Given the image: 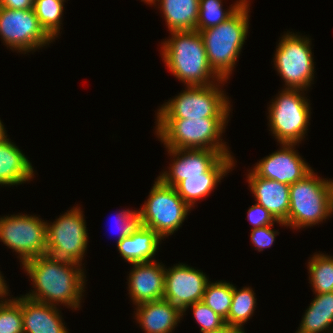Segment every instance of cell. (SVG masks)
<instances>
[{
	"label": "cell",
	"mask_w": 333,
	"mask_h": 333,
	"mask_svg": "<svg viewBox=\"0 0 333 333\" xmlns=\"http://www.w3.org/2000/svg\"><path fill=\"white\" fill-rule=\"evenodd\" d=\"M248 221L253 225V228H261L268 225H274L275 222L280 225H285V223L277 221L272 214L267 211L262 205L256 203L248 209L247 214Z\"/></svg>",
	"instance_id": "obj_33"
},
{
	"label": "cell",
	"mask_w": 333,
	"mask_h": 333,
	"mask_svg": "<svg viewBox=\"0 0 333 333\" xmlns=\"http://www.w3.org/2000/svg\"><path fill=\"white\" fill-rule=\"evenodd\" d=\"M156 261L133 263L129 274L128 291L132 302L138 305L163 299L165 266Z\"/></svg>",
	"instance_id": "obj_16"
},
{
	"label": "cell",
	"mask_w": 333,
	"mask_h": 333,
	"mask_svg": "<svg viewBox=\"0 0 333 333\" xmlns=\"http://www.w3.org/2000/svg\"><path fill=\"white\" fill-rule=\"evenodd\" d=\"M233 156H222L203 176L186 177L174 188L184 202L193 208L197 200L206 198L227 175L235 163Z\"/></svg>",
	"instance_id": "obj_18"
},
{
	"label": "cell",
	"mask_w": 333,
	"mask_h": 333,
	"mask_svg": "<svg viewBox=\"0 0 333 333\" xmlns=\"http://www.w3.org/2000/svg\"><path fill=\"white\" fill-rule=\"evenodd\" d=\"M0 240L18 253L23 264L47 254V222L27 214L1 217Z\"/></svg>",
	"instance_id": "obj_10"
},
{
	"label": "cell",
	"mask_w": 333,
	"mask_h": 333,
	"mask_svg": "<svg viewBox=\"0 0 333 333\" xmlns=\"http://www.w3.org/2000/svg\"><path fill=\"white\" fill-rule=\"evenodd\" d=\"M22 266L35 288L24 296L54 306L61 303L75 310L80 307L86 281L80 264L45 254Z\"/></svg>",
	"instance_id": "obj_1"
},
{
	"label": "cell",
	"mask_w": 333,
	"mask_h": 333,
	"mask_svg": "<svg viewBox=\"0 0 333 333\" xmlns=\"http://www.w3.org/2000/svg\"><path fill=\"white\" fill-rule=\"evenodd\" d=\"M35 0H0V7L14 10L33 9Z\"/></svg>",
	"instance_id": "obj_35"
},
{
	"label": "cell",
	"mask_w": 333,
	"mask_h": 333,
	"mask_svg": "<svg viewBox=\"0 0 333 333\" xmlns=\"http://www.w3.org/2000/svg\"><path fill=\"white\" fill-rule=\"evenodd\" d=\"M190 210L174 187L165 185L157 178L147 201L138 212L141 226L154 230L164 239L180 228Z\"/></svg>",
	"instance_id": "obj_8"
},
{
	"label": "cell",
	"mask_w": 333,
	"mask_h": 333,
	"mask_svg": "<svg viewBox=\"0 0 333 333\" xmlns=\"http://www.w3.org/2000/svg\"><path fill=\"white\" fill-rule=\"evenodd\" d=\"M0 36L7 48L25 54L53 41L41 27L33 9L14 10L0 7Z\"/></svg>",
	"instance_id": "obj_12"
},
{
	"label": "cell",
	"mask_w": 333,
	"mask_h": 333,
	"mask_svg": "<svg viewBox=\"0 0 333 333\" xmlns=\"http://www.w3.org/2000/svg\"><path fill=\"white\" fill-rule=\"evenodd\" d=\"M156 1H160L158 8H161L170 32L196 30L199 0H153L151 5Z\"/></svg>",
	"instance_id": "obj_23"
},
{
	"label": "cell",
	"mask_w": 333,
	"mask_h": 333,
	"mask_svg": "<svg viewBox=\"0 0 333 333\" xmlns=\"http://www.w3.org/2000/svg\"><path fill=\"white\" fill-rule=\"evenodd\" d=\"M249 1L227 20L199 31L207 53L209 65L224 80L229 79L247 38L249 28Z\"/></svg>",
	"instance_id": "obj_3"
},
{
	"label": "cell",
	"mask_w": 333,
	"mask_h": 333,
	"mask_svg": "<svg viewBox=\"0 0 333 333\" xmlns=\"http://www.w3.org/2000/svg\"><path fill=\"white\" fill-rule=\"evenodd\" d=\"M24 333H69L57 306L21 296Z\"/></svg>",
	"instance_id": "obj_19"
},
{
	"label": "cell",
	"mask_w": 333,
	"mask_h": 333,
	"mask_svg": "<svg viewBox=\"0 0 333 333\" xmlns=\"http://www.w3.org/2000/svg\"><path fill=\"white\" fill-rule=\"evenodd\" d=\"M307 266L314 293L333 292V257L324 253L314 254Z\"/></svg>",
	"instance_id": "obj_26"
},
{
	"label": "cell",
	"mask_w": 333,
	"mask_h": 333,
	"mask_svg": "<svg viewBox=\"0 0 333 333\" xmlns=\"http://www.w3.org/2000/svg\"><path fill=\"white\" fill-rule=\"evenodd\" d=\"M333 214V180L321 179L312 170L290 185V208L285 225L300 229L316 225Z\"/></svg>",
	"instance_id": "obj_4"
},
{
	"label": "cell",
	"mask_w": 333,
	"mask_h": 333,
	"mask_svg": "<svg viewBox=\"0 0 333 333\" xmlns=\"http://www.w3.org/2000/svg\"><path fill=\"white\" fill-rule=\"evenodd\" d=\"M0 333H24L21 297L14 299L1 298Z\"/></svg>",
	"instance_id": "obj_30"
},
{
	"label": "cell",
	"mask_w": 333,
	"mask_h": 333,
	"mask_svg": "<svg viewBox=\"0 0 333 333\" xmlns=\"http://www.w3.org/2000/svg\"><path fill=\"white\" fill-rule=\"evenodd\" d=\"M247 178L256 203L262 205L277 221L286 223L290 208V185L262 178L252 170Z\"/></svg>",
	"instance_id": "obj_17"
},
{
	"label": "cell",
	"mask_w": 333,
	"mask_h": 333,
	"mask_svg": "<svg viewBox=\"0 0 333 333\" xmlns=\"http://www.w3.org/2000/svg\"><path fill=\"white\" fill-rule=\"evenodd\" d=\"M246 0H239L228 10L222 9V0H199L196 30L199 32L223 23L231 17Z\"/></svg>",
	"instance_id": "obj_27"
},
{
	"label": "cell",
	"mask_w": 333,
	"mask_h": 333,
	"mask_svg": "<svg viewBox=\"0 0 333 333\" xmlns=\"http://www.w3.org/2000/svg\"><path fill=\"white\" fill-rule=\"evenodd\" d=\"M30 160L9 138L0 142V185H20L34 176Z\"/></svg>",
	"instance_id": "obj_21"
},
{
	"label": "cell",
	"mask_w": 333,
	"mask_h": 333,
	"mask_svg": "<svg viewBox=\"0 0 333 333\" xmlns=\"http://www.w3.org/2000/svg\"><path fill=\"white\" fill-rule=\"evenodd\" d=\"M281 149L261 159L253 169L257 176L288 185L302 180L313 169L294 150L297 144H281Z\"/></svg>",
	"instance_id": "obj_15"
},
{
	"label": "cell",
	"mask_w": 333,
	"mask_h": 333,
	"mask_svg": "<svg viewBox=\"0 0 333 333\" xmlns=\"http://www.w3.org/2000/svg\"><path fill=\"white\" fill-rule=\"evenodd\" d=\"M274 225H268L261 228H254L251 232V243L259 252L265 248H269L275 241V235H278V231H274L271 227Z\"/></svg>",
	"instance_id": "obj_34"
},
{
	"label": "cell",
	"mask_w": 333,
	"mask_h": 333,
	"mask_svg": "<svg viewBox=\"0 0 333 333\" xmlns=\"http://www.w3.org/2000/svg\"><path fill=\"white\" fill-rule=\"evenodd\" d=\"M4 277L2 276L1 272H0V299L1 298H6V296H8V286H6L7 284L5 283V279H3Z\"/></svg>",
	"instance_id": "obj_37"
},
{
	"label": "cell",
	"mask_w": 333,
	"mask_h": 333,
	"mask_svg": "<svg viewBox=\"0 0 333 333\" xmlns=\"http://www.w3.org/2000/svg\"><path fill=\"white\" fill-rule=\"evenodd\" d=\"M233 298V285L228 282L207 283L202 302L209 306L216 314L227 319Z\"/></svg>",
	"instance_id": "obj_29"
},
{
	"label": "cell",
	"mask_w": 333,
	"mask_h": 333,
	"mask_svg": "<svg viewBox=\"0 0 333 333\" xmlns=\"http://www.w3.org/2000/svg\"><path fill=\"white\" fill-rule=\"evenodd\" d=\"M136 320L145 333H172L183 312L166 299L136 305Z\"/></svg>",
	"instance_id": "obj_20"
},
{
	"label": "cell",
	"mask_w": 333,
	"mask_h": 333,
	"mask_svg": "<svg viewBox=\"0 0 333 333\" xmlns=\"http://www.w3.org/2000/svg\"><path fill=\"white\" fill-rule=\"evenodd\" d=\"M141 1H144L146 2L147 4H151L153 2V0H141Z\"/></svg>",
	"instance_id": "obj_39"
},
{
	"label": "cell",
	"mask_w": 333,
	"mask_h": 333,
	"mask_svg": "<svg viewBox=\"0 0 333 333\" xmlns=\"http://www.w3.org/2000/svg\"><path fill=\"white\" fill-rule=\"evenodd\" d=\"M256 307L255 293L250 287H243L237 290L233 285V298L230 306L229 314L225 323L233 328H236L240 333L245 332L243 323L253 315Z\"/></svg>",
	"instance_id": "obj_25"
},
{
	"label": "cell",
	"mask_w": 333,
	"mask_h": 333,
	"mask_svg": "<svg viewBox=\"0 0 333 333\" xmlns=\"http://www.w3.org/2000/svg\"><path fill=\"white\" fill-rule=\"evenodd\" d=\"M83 216L80 207H73L52 224L47 222V255L82 265L88 244Z\"/></svg>",
	"instance_id": "obj_11"
},
{
	"label": "cell",
	"mask_w": 333,
	"mask_h": 333,
	"mask_svg": "<svg viewBox=\"0 0 333 333\" xmlns=\"http://www.w3.org/2000/svg\"><path fill=\"white\" fill-rule=\"evenodd\" d=\"M6 130L4 125L2 124L0 120V142L3 141L5 138H7Z\"/></svg>",
	"instance_id": "obj_38"
},
{
	"label": "cell",
	"mask_w": 333,
	"mask_h": 333,
	"mask_svg": "<svg viewBox=\"0 0 333 333\" xmlns=\"http://www.w3.org/2000/svg\"><path fill=\"white\" fill-rule=\"evenodd\" d=\"M116 221L117 225L119 226L118 229H120L117 243L120 242L124 237L131 235L141 225L138 210H122L117 214Z\"/></svg>",
	"instance_id": "obj_32"
},
{
	"label": "cell",
	"mask_w": 333,
	"mask_h": 333,
	"mask_svg": "<svg viewBox=\"0 0 333 333\" xmlns=\"http://www.w3.org/2000/svg\"><path fill=\"white\" fill-rule=\"evenodd\" d=\"M225 82L222 79L219 85L186 86V90L160 107L157 119L228 118L230 102L219 87Z\"/></svg>",
	"instance_id": "obj_6"
},
{
	"label": "cell",
	"mask_w": 333,
	"mask_h": 333,
	"mask_svg": "<svg viewBox=\"0 0 333 333\" xmlns=\"http://www.w3.org/2000/svg\"><path fill=\"white\" fill-rule=\"evenodd\" d=\"M228 118L156 119V136L171 149L229 151L220 137Z\"/></svg>",
	"instance_id": "obj_5"
},
{
	"label": "cell",
	"mask_w": 333,
	"mask_h": 333,
	"mask_svg": "<svg viewBox=\"0 0 333 333\" xmlns=\"http://www.w3.org/2000/svg\"><path fill=\"white\" fill-rule=\"evenodd\" d=\"M193 309V315L200 325L201 333L222 328L226 323L225 320L216 314L209 306L202 301L189 305Z\"/></svg>",
	"instance_id": "obj_31"
},
{
	"label": "cell",
	"mask_w": 333,
	"mask_h": 333,
	"mask_svg": "<svg viewBox=\"0 0 333 333\" xmlns=\"http://www.w3.org/2000/svg\"><path fill=\"white\" fill-rule=\"evenodd\" d=\"M171 35L162 43L160 55L177 79L186 86L212 85L222 80L209 65L203 39L197 30L174 31Z\"/></svg>",
	"instance_id": "obj_2"
},
{
	"label": "cell",
	"mask_w": 333,
	"mask_h": 333,
	"mask_svg": "<svg viewBox=\"0 0 333 333\" xmlns=\"http://www.w3.org/2000/svg\"><path fill=\"white\" fill-rule=\"evenodd\" d=\"M206 274L186 264L179 263L165 268V290L163 298L184 312L189 305L202 301L206 285Z\"/></svg>",
	"instance_id": "obj_13"
},
{
	"label": "cell",
	"mask_w": 333,
	"mask_h": 333,
	"mask_svg": "<svg viewBox=\"0 0 333 333\" xmlns=\"http://www.w3.org/2000/svg\"><path fill=\"white\" fill-rule=\"evenodd\" d=\"M289 31L282 36L274 54V65L286 88L308 90L314 78L311 39Z\"/></svg>",
	"instance_id": "obj_9"
},
{
	"label": "cell",
	"mask_w": 333,
	"mask_h": 333,
	"mask_svg": "<svg viewBox=\"0 0 333 333\" xmlns=\"http://www.w3.org/2000/svg\"><path fill=\"white\" fill-rule=\"evenodd\" d=\"M166 149L174 159L169 170L157 178L170 187H175L186 177L203 176L222 156L231 155L230 151L210 149Z\"/></svg>",
	"instance_id": "obj_14"
},
{
	"label": "cell",
	"mask_w": 333,
	"mask_h": 333,
	"mask_svg": "<svg viewBox=\"0 0 333 333\" xmlns=\"http://www.w3.org/2000/svg\"><path fill=\"white\" fill-rule=\"evenodd\" d=\"M65 0H35L33 10L45 32L54 40L59 37Z\"/></svg>",
	"instance_id": "obj_28"
},
{
	"label": "cell",
	"mask_w": 333,
	"mask_h": 333,
	"mask_svg": "<svg viewBox=\"0 0 333 333\" xmlns=\"http://www.w3.org/2000/svg\"><path fill=\"white\" fill-rule=\"evenodd\" d=\"M301 91L284 88L268 107L270 130L279 144H298L307 133L310 102Z\"/></svg>",
	"instance_id": "obj_7"
},
{
	"label": "cell",
	"mask_w": 333,
	"mask_h": 333,
	"mask_svg": "<svg viewBox=\"0 0 333 333\" xmlns=\"http://www.w3.org/2000/svg\"><path fill=\"white\" fill-rule=\"evenodd\" d=\"M202 333H240L236 328L230 327L225 324L222 328L212 331H205Z\"/></svg>",
	"instance_id": "obj_36"
},
{
	"label": "cell",
	"mask_w": 333,
	"mask_h": 333,
	"mask_svg": "<svg viewBox=\"0 0 333 333\" xmlns=\"http://www.w3.org/2000/svg\"><path fill=\"white\" fill-rule=\"evenodd\" d=\"M298 328L296 333H333V292L316 294Z\"/></svg>",
	"instance_id": "obj_24"
},
{
	"label": "cell",
	"mask_w": 333,
	"mask_h": 333,
	"mask_svg": "<svg viewBox=\"0 0 333 333\" xmlns=\"http://www.w3.org/2000/svg\"><path fill=\"white\" fill-rule=\"evenodd\" d=\"M161 240L154 230L140 225L131 235L117 243V249L123 259L131 264L156 261L153 257Z\"/></svg>",
	"instance_id": "obj_22"
}]
</instances>
